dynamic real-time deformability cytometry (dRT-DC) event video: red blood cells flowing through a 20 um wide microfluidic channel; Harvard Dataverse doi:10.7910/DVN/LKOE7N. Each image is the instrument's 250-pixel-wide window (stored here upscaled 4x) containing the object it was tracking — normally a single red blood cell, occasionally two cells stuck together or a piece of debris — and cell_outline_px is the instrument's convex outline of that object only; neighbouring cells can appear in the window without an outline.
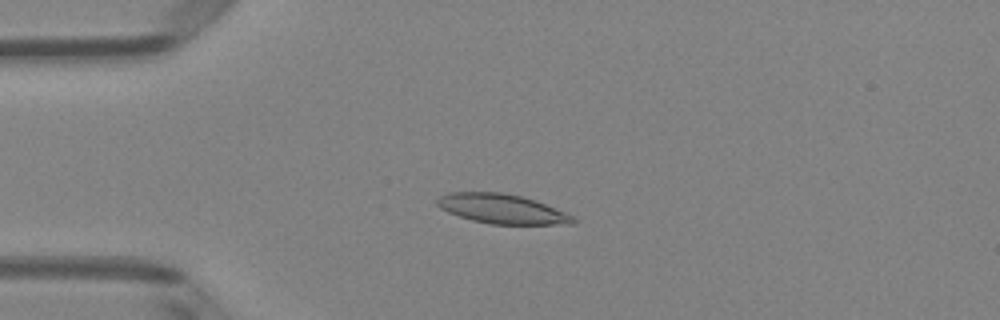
{"species": "Egyptian fruit bat (a non-hibernating species)", "species_latin": "Rousettus aegyptiacus", "temperature_condition": "room temperature", "stored_images_in_passage": 50, "camera_frame_rate_fps": 3000, "um_per_image_px": 0.085, "animal": {"sex": "female"}, "frame": {"image": 1, "passage_image": 12, "time_ms": 3.667, "image_size_px": [1000, 320], "cell_outline_px": [[576, 224], [488, 224], [472, 220], [448, 212], [440, 208], [436, 204], [436, 200], [440, 196], [448, 192], [504, 192], [524, 196], [536, 200], [576, 216]], "centroid_in_image_um": [42.71, 17.75], "position_along_channel_um": 42.3, "area_um2": 23.7}}
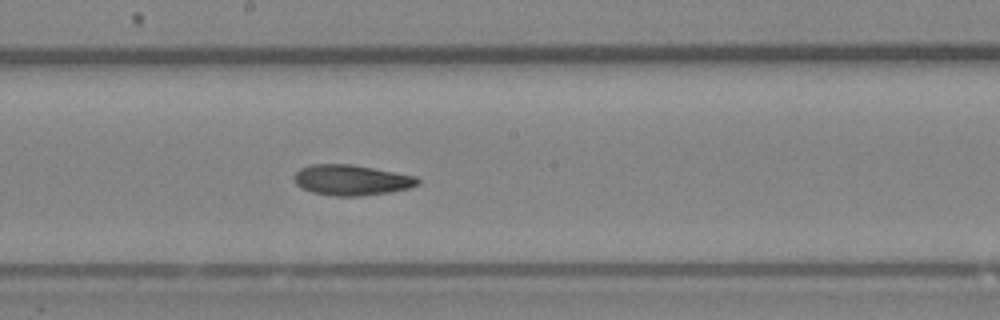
{"frame": {"image": 2, "passage_image": 27, "time_ms": 8.667, "image_size_px": [1000, 320], "cell_outline_px": [[420, 184], [408, 188], [388, 192], [360, 196], [332, 196], [312, 192], [300, 188], [296, 184], [292, 176], [300, 168], [312, 164], [352, 164], [416, 176], [420, 180]], "centroid_in_image_um": [29.84, 15.3], "position_along_channel_um": 218.4, "area_um2": 22.08}}
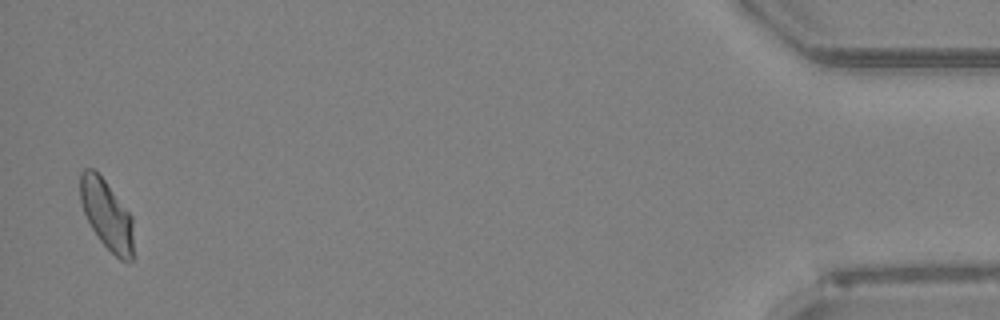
{"frame": {"image": 3, "passage_image": 49, "time_ms": 16.0, "image_size_px": [1000, 320], "cell_outline_px": [[132, 260], [120, 260], [100, 240], [92, 228], [84, 212], [80, 200], [80, 172], [84, 168], [92, 168], [104, 180], [132, 216]], "centroid_in_image_um": [9.05, 18.22], "position_along_channel_um": 426.2, "area_um2": 21.1}, "authors_computed_cell_mechanics": {"area_um2": 22.1952, "velocity_mm_per_s": 4.0094, "shape_relaxation_time_tau1_ms": 8.3066, "shape_relaxation_time_tau2_ms": 2.3232, "deformation_change_tau1": 0.1975, "deformation_change_tau2": 0.0749}}